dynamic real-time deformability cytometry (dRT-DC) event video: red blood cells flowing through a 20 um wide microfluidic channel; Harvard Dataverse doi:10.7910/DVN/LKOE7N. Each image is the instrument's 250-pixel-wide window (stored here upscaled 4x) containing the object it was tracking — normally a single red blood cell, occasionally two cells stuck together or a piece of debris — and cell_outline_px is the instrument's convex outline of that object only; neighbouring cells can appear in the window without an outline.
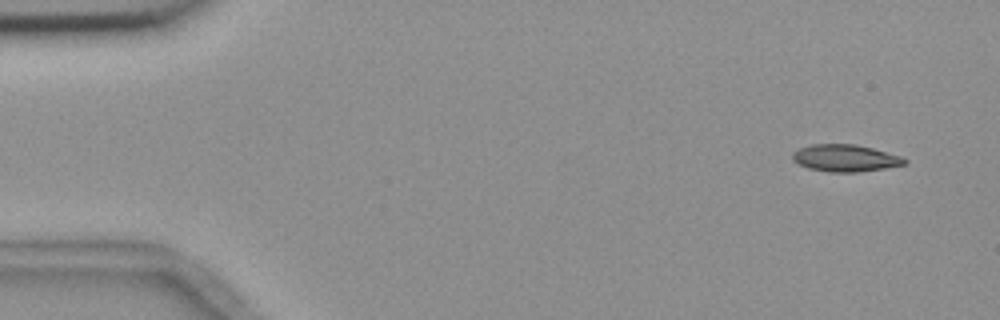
{"species": "common noctule bat (a hibernating species)", "species_latin": "Nyctalus noctula", "temperature_condition": "room temperature", "stored_images_in_passage": 5, "camera_frame_rate_fps": 3000, "um_per_image_px": 0.085, "animal": {"sex": "female", "body_mass_g": 18.4}, "frame": {"image": 1, "passage_image": 1, "time_ms": 0.0, "image_size_px": [1000, 320], "cell_outline_px": [[908, 164], [884, 168], [856, 172], [828, 172], [808, 168], [792, 160], [792, 152], [800, 148], [812, 144], [856, 144], [872, 148], [900, 156], [908, 160]], "centroid_in_image_um": [71.84, 13.44], "position_along_channel_um": 13.2, "area_um2": 17.63}}